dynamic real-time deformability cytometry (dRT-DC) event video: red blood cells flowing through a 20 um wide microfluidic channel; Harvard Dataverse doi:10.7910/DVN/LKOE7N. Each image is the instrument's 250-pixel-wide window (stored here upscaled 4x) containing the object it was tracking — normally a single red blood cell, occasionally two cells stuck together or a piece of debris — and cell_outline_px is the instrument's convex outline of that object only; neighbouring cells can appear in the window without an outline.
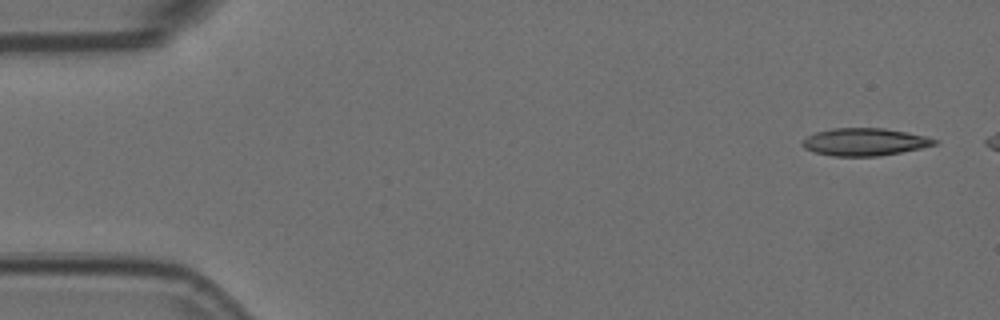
{"species": "Egyptian fruit bat (a non-hibernating species)", "species_latin": "Rousettus aegyptiacus", "temperature_condition": "room temperature", "stored_images_in_passage": 6, "camera_frame_rate_fps": 3000, "um_per_image_px": 0.085, "animal": {"sex": "female"}, "frame": {"image": 1, "passage_image": 1, "time_ms": 0.0, "image_size_px": [1000, 320], "cell_outline_px": [[940, 140], [936, 144], [920, 148], [880, 156], [832, 156], [816, 152], [804, 148], [800, 144], [808, 136], [816, 132], [832, 128], [884, 128], [924, 136]], "centroid_in_image_um": [73.48, 12.06], "position_along_channel_um": 11.5, "area_um2": 20.98}}
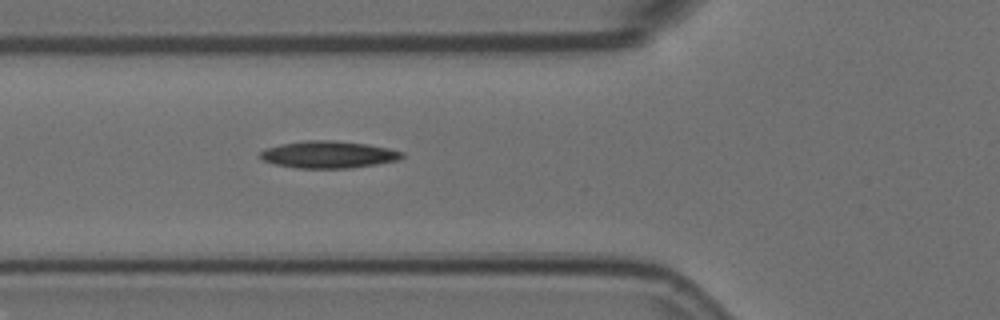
{"frame": {"image": 2, "passage_image": 6, "time_ms": 1.667, "image_size_px": [1000, 320], "cell_outline_px": [[404, 156], [396, 160], [376, 164], [348, 168], [296, 168], [276, 164], [264, 160], [260, 156], [260, 152], [268, 148], [280, 144], [308, 140], [332, 140], [368, 144], [388, 148], [404, 152]], "centroid_in_image_um": [27.93, 13.13], "position_along_channel_um": 97.9, "area_um2": 22.14}}